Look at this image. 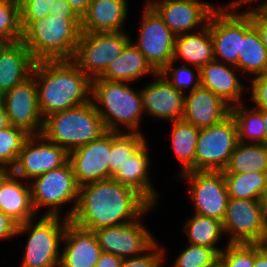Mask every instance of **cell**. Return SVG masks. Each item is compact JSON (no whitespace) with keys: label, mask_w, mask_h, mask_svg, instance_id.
<instances>
[{"label":"cell","mask_w":267,"mask_h":267,"mask_svg":"<svg viewBox=\"0 0 267 267\" xmlns=\"http://www.w3.org/2000/svg\"><path fill=\"white\" fill-rule=\"evenodd\" d=\"M152 208L133 188L111 178L79 186L77 206L70 221L96 231L131 223Z\"/></svg>","instance_id":"1"},{"label":"cell","mask_w":267,"mask_h":267,"mask_svg":"<svg viewBox=\"0 0 267 267\" xmlns=\"http://www.w3.org/2000/svg\"><path fill=\"white\" fill-rule=\"evenodd\" d=\"M32 74L43 119L91 101L92 80L72 60L38 61Z\"/></svg>","instance_id":"2"},{"label":"cell","mask_w":267,"mask_h":267,"mask_svg":"<svg viewBox=\"0 0 267 267\" xmlns=\"http://www.w3.org/2000/svg\"><path fill=\"white\" fill-rule=\"evenodd\" d=\"M81 34L80 17L50 14L33 21L22 32L21 41L36 62L73 60Z\"/></svg>","instance_id":"3"},{"label":"cell","mask_w":267,"mask_h":267,"mask_svg":"<svg viewBox=\"0 0 267 267\" xmlns=\"http://www.w3.org/2000/svg\"><path fill=\"white\" fill-rule=\"evenodd\" d=\"M129 84L101 78L92 80L91 100L106 131L124 132L119 126L122 125L126 133H142L139 129L144 114L141 91Z\"/></svg>","instance_id":"4"},{"label":"cell","mask_w":267,"mask_h":267,"mask_svg":"<svg viewBox=\"0 0 267 267\" xmlns=\"http://www.w3.org/2000/svg\"><path fill=\"white\" fill-rule=\"evenodd\" d=\"M106 129L91 100L43 119L41 135L68 153L98 139Z\"/></svg>","instance_id":"5"},{"label":"cell","mask_w":267,"mask_h":267,"mask_svg":"<svg viewBox=\"0 0 267 267\" xmlns=\"http://www.w3.org/2000/svg\"><path fill=\"white\" fill-rule=\"evenodd\" d=\"M69 221L65 217L41 215V218H33L18 225L16 236L30 234L20 267H59L60 242Z\"/></svg>","instance_id":"6"},{"label":"cell","mask_w":267,"mask_h":267,"mask_svg":"<svg viewBox=\"0 0 267 267\" xmlns=\"http://www.w3.org/2000/svg\"><path fill=\"white\" fill-rule=\"evenodd\" d=\"M32 203L35 212L41 207L49 209L43 215L61 216V207L73 203L66 211L65 218L71 219L77 206L79 185L76 183L71 163L46 172L30 183ZM60 208V209H59Z\"/></svg>","instance_id":"7"},{"label":"cell","mask_w":267,"mask_h":267,"mask_svg":"<svg viewBox=\"0 0 267 267\" xmlns=\"http://www.w3.org/2000/svg\"><path fill=\"white\" fill-rule=\"evenodd\" d=\"M131 40L126 31L82 33L72 61L91 80L100 78Z\"/></svg>","instance_id":"8"},{"label":"cell","mask_w":267,"mask_h":267,"mask_svg":"<svg viewBox=\"0 0 267 267\" xmlns=\"http://www.w3.org/2000/svg\"><path fill=\"white\" fill-rule=\"evenodd\" d=\"M237 143V127L231 115L219 124L200 129L195 171H223Z\"/></svg>","instance_id":"9"},{"label":"cell","mask_w":267,"mask_h":267,"mask_svg":"<svg viewBox=\"0 0 267 267\" xmlns=\"http://www.w3.org/2000/svg\"><path fill=\"white\" fill-rule=\"evenodd\" d=\"M190 184L189 195L195 214L223 221L229 194L222 171H188L179 175Z\"/></svg>","instance_id":"10"},{"label":"cell","mask_w":267,"mask_h":267,"mask_svg":"<svg viewBox=\"0 0 267 267\" xmlns=\"http://www.w3.org/2000/svg\"><path fill=\"white\" fill-rule=\"evenodd\" d=\"M208 26L215 60L236 67L244 38V11L220 6L211 14Z\"/></svg>","instance_id":"11"},{"label":"cell","mask_w":267,"mask_h":267,"mask_svg":"<svg viewBox=\"0 0 267 267\" xmlns=\"http://www.w3.org/2000/svg\"><path fill=\"white\" fill-rule=\"evenodd\" d=\"M222 223L228 243L257 244L267 231V218L257 200L229 198Z\"/></svg>","instance_id":"12"},{"label":"cell","mask_w":267,"mask_h":267,"mask_svg":"<svg viewBox=\"0 0 267 267\" xmlns=\"http://www.w3.org/2000/svg\"><path fill=\"white\" fill-rule=\"evenodd\" d=\"M137 42L133 44L159 73L173 59L176 35L146 3Z\"/></svg>","instance_id":"13"},{"label":"cell","mask_w":267,"mask_h":267,"mask_svg":"<svg viewBox=\"0 0 267 267\" xmlns=\"http://www.w3.org/2000/svg\"><path fill=\"white\" fill-rule=\"evenodd\" d=\"M69 153L40 135H30L24 142L15 166L10 170L23 180L34 178L65 165Z\"/></svg>","instance_id":"14"},{"label":"cell","mask_w":267,"mask_h":267,"mask_svg":"<svg viewBox=\"0 0 267 267\" xmlns=\"http://www.w3.org/2000/svg\"><path fill=\"white\" fill-rule=\"evenodd\" d=\"M147 4L158 14L176 35L203 29L211 14L218 8L200 0H147ZM202 27H201V26Z\"/></svg>","instance_id":"15"},{"label":"cell","mask_w":267,"mask_h":267,"mask_svg":"<svg viewBox=\"0 0 267 267\" xmlns=\"http://www.w3.org/2000/svg\"><path fill=\"white\" fill-rule=\"evenodd\" d=\"M9 123L30 135H40L43 117L38 107L37 86L32 74L2 96Z\"/></svg>","instance_id":"16"},{"label":"cell","mask_w":267,"mask_h":267,"mask_svg":"<svg viewBox=\"0 0 267 267\" xmlns=\"http://www.w3.org/2000/svg\"><path fill=\"white\" fill-rule=\"evenodd\" d=\"M112 149V131L69 152L76 183L83 186L109 179V160Z\"/></svg>","instance_id":"17"},{"label":"cell","mask_w":267,"mask_h":267,"mask_svg":"<svg viewBox=\"0 0 267 267\" xmlns=\"http://www.w3.org/2000/svg\"><path fill=\"white\" fill-rule=\"evenodd\" d=\"M139 219L141 218L131 223L94 231L102 251L122 259L139 256L147 251L156 239Z\"/></svg>","instance_id":"18"},{"label":"cell","mask_w":267,"mask_h":267,"mask_svg":"<svg viewBox=\"0 0 267 267\" xmlns=\"http://www.w3.org/2000/svg\"><path fill=\"white\" fill-rule=\"evenodd\" d=\"M140 91L143 111L147 115L170 122L183 118L185 94L175 89L160 73Z\"/></svg>","instance_id":"19"},{"label":"cell","mask_w":267,"mask_h":267,"mask_svg":"<svg viewBox=\"0 0 267 267\" xmlns=\"http://www.w3.org/2000/svg\"><path fill=\"white\" fill-rule=\"evenodd\" d=\"M59 267H95L102 254L94 231L67 223Z\"/></svg>","instance_id":"20"},{"label":"cell","mask_w":267,"mask_h":267,"mask_svg":"<svg viewBox=\"0 0 267 267\" xmlns=\"http://www.w3.org/2000/svg\"><path fill=\"white\" fill-rule=\"evenodd\" d=\"M187 93L182 119L196 128L202 129L219 124L230 116L231 106L209 89L199 86Z\"/></svg>","instance_id":"21"},{"label":"cell","mask_w":267,"mask_h":267,"mask_svg":"<svg viewBox=\"0 0 267 267\" xmlns=\"http://www.w3.org/2000/svg\"><path fill=\"white\" fill-rule=\"evenodd\" d=\"M20 180L11 171L0 174V210L18 225L39 217L33 207L30 181Z\"/></svg>","instance_id":"22"},{"label":"cell","mask_w":267,"mask_h":267,"mask_svg":"<svg viewBox=\"0 0 267 267\" xmlns=\"http://www.w3.org/2000/svg\"><path fill=\"white\" fill-rule=\"evenodd\" d=\"M148 144L145 141L117 170L112 179L121 184L133 188L139 193L151 206H156L158 200V191L152 185L150 178V158L148 153Z\"/></svg>","instance_id":"23"},{"label":"cell","mask_w":267,"mask_h":267,"mask_svg":"<svg viewBox=\"0 0 267 267\" xmlns=\"http://www.w3.org/2000/svg\"><path fill=\"white\" fill-rule=\"evenodd\" d=\"M127 8V0H92L81 18L82 33L125 31Z\"/></svg>","instance_id":"24"},{"label":"cell","mask_w":267,"mask_h":267,"mask_svg":"<svg viewBox=\"0 0 267 267\" xmlns=\"http://www.w3.org/2000/svg\"><path fill=\"white\" fill-rule=\"evenodd\" d=\"M235 66L213 60L200 68L201 86L219 96L231 107L242 102L246 87L236 75ZM234 103V104H233Z\"/></svg>","instance_id":"25"},{"label":"cell","mask_w":267,"mask_h":267,"mask_svg":"<svg viewBox=\"0 0 267 267\" xmlns=\"http://www.w3.org/2000/svg\"><path fill=\"white\" fill-rule=\"evenodd\" d=\"M36 61L22 41L0 48V96L32 75Z\"/></svg>","instance_id":"26"},{"label":"cell","mask_w":267,"mask_h":267,"mask_svg":"<svg viewBox=\"0 0 267 267\" xmlns=\"http://www.w3.org/2000/svg\"><path fill=\"white\" fill-rule=\"evenodd\" d=\"M157 73L131 40L122 54L110 63L100 78L108 81L129 83L137 81L146 74L155 76Z\"/></svg>","instance_id":"27"},{"label":"cell","mask_w":267,"mask_h":267,"mask_svg":"<svg viewBox=\"0 0 267 267\" xmlns=\"http://www.w3.org/2000/svg\"><path fill=\"white\" fill-rule=\"evenodd\" d=\"M179 58L199 68L215 60L213 40L208 24L199 32L176 36L172 60L177 62Z\"/></svg>","instance_id":"28"},{"label":"cell","mask_w":267,"mask_h":267,"mask_svg":"<svg viewBox=\"0 0 267 267\" xmlns=\"http://www.w3.org/2000/svg\"><path fill=\"white\" fill-rule=\"evenodd\" d=\"M236 68L238 73H251L253 77L267 71V50L252 26V8L244 10V38L241 40V55H238Z\"/></svg>","instance_id":"29"},{"label":"cell","mask_w":267,"mask_h":267,"mask_svg":"<svg viewBox=\"0 0 267 267\" xmlns=\"http://www.w3.org/2000/svg\"><path fill=\"white\" fill-rule=\"evenodd\" d=\"M171 125L170 137L173 151L183 166L178 175L195 171V155L200 129L183 119L172 121Z\"/></svg>","instance_id":"30"},{"label":"cell","mask_w":267,"mask_h":267,"mask_svg":"<svg viewBox=\"0 0 267 267\" xmlns=\"http://www.w3.org/2000/svg\"><path fill=\"white\" fill-rule=\"evenodd\" d=\"M267 172V144L238 142L223 174Z\"/></svg>","instance_id":"31"},{"label":"cell","mask_w":267,"mask_h":267,"mask_svg":"<svg viewBox=\"0 0 267 267\" xmlns=\"http://www.w3.org/2000/svg\"><path fill=\"white\" fill-rule=\"evenodd\" d=\"M184 224L183 230L186 232L189 244L212 248L218 254L224 249L217 247L220 239L225 235L221 221L194 213Z\"/></svg>","instance_id":"32"},{"label":"cell","mask_w":267,"mask_h":267,"mask_svg":"<svg viewBox=\"0 0 267 267\" xmlns=\"http://www.w3.org/2000/svg\"><path fill=\"white\" fill-rule=\"evenodd\" d=\"M245 107L244 103H240L233 105L230 111L237 127L238 142L266 144L262 109Z\"/></svg>","instance_id":"33"},{"label":"cell","mask_w":267,"mask_h":267,"mask_svg":"<svg viewBox=\"0 0 267 267\" xmlns=\"http://www.w3.org/2000/svg\"><path fill=\"white\" fill-rule=\"evenodd\" d=\"M229 198L260 201L267 188V172L223 174Z\"/></svg>","instance_id":"34"},{"label":"cell","mask_w":267,"mask_h":267,"mask_svg":"<svg viewBox=\"0 0 267 267\" xmlns=\"http://www.w3.org/2000/svg\"><path fill=\"white\" fill-rule=\"evenodd\" d=\"M146 141L143 133L112 131V149L109 160V179L120 166Z\"/></svg>","instance_id":"35"},{"label":"cell","mask_w":267,"mask_h":267,"mask_svg":"<svg viewBox=\"0 0 267 267\" xmlns=\"http://www.w3.org/2000/svg\"><path fill=\"white\" fill-rule=\"evenodd\" d=\"M29 136L24 129L12 125L0 130V168L3 171H10L15 166Z\"/></svg>","instance_id":"36"},{"label":"cell","mask_w":267,"mask_h":267,"mask_svg":"<svg viewBox=\"0 0 267 267\" xmlns=\"http://www.w3.org/2000/svg\"><path fill=\"white\" fill-rule=\"evenodd\" d=\"M0 40L4 43L22 40L19 0H0Z\"/></svg>","instance_id":"37"},{"label":"cell","mask_w":267,"mask_h":267,"mask_svg":"<svg viewBox=\"0 0 267 267\" xmlns=\"http://www.w3.org/2000/svg\"><path fill=\"white\" fill-rule=\"evenodd\" d=\"M175 63L172 60L159 72L167 82L184 94L187 93L186 91L189 87V92H192L201 86L199 67L193 66L196 70V74H194L191 67L186 66L185 63L178 67H175Z\"/></svg>","instance_id":"38"},{"label":"cell","mask_w":267,"mask_h":267,"mask_svg":"<svg viewBox=\"0 0 267 267\" xmlns=\"http://www.w3.org/2000/svg\"><path fill=\"white\" fill-rule=\"evenodd\" d=\"M218 255L212 248L188 244L172 262V267H211L218 262Z\"/></svg>","instance_id":"39"},{"label":"cell","mask_w":267,"mask_h":267,"mask_svg":"<svg viewBox=\"0 0 267 267\" xmlns=\"http://www.w3.org/2000/svg\"><path fill=\"white\" fill-rule=\"evenodd\" d=\"M218 255L220 267H254L255 244L226 243Z\"/></svg>","instance_id":"40"},{"label":"cell","mask_w":267,"mask_h":267,"mask_svg":"<svg viewBox=\"0 0 267 267\" xmlns=\"http://www.w3.org/2000/svg\"><path fill=\"white\" fill-rule=\"evenodd\" d=\"M20 25L22 32L33 22L50 15V9L56 0H19Z\"/></svg>","instance_id":"41"},{"label":"cell","mask_w":267,"mask_h":267,"mask_svg":"<svg viewBox=\"0 0 267 267\" xmlns=\"http://www.w3.org/2000/svg\"><path fill=\"white\" fill-rule=\"evenodd\" d=\"M159 244L156 241L143 254L123 259L120 267H162L166 253Z\"/></svg>","instance_id":"42"},{"label":"cell","mask_w":267,"mask_h":267,"mask_svg":"<svg viewBox=\"0 0 267 267\" xmlns=\"http://www.w3.org/2000/svg\"><path fill=\"white\" fill-rule=\"evenodd\" d=\"M249 90L250 99L256 109H267V71L252 77Z\"/></svg>","instance_id":"43"},{"label":"cell","mask_w":267,"mask_h":267,"mask_svg":"<svg viewBox=\"0 0 267 267\" xmlns=\"http://www.w3.org/2000/svg\"><path fill=\"white\" fill-rule=\"evenodd\" d=\"M252 26L257 30L267 50V10L263 7L252 8Z\"/></svg>","instance_id":"44"},{"label":"cell","mask_w":267,"mask_h":267,"mask_svg":"<svg viewBox=\"0 0 267 267\" xmlns=\"http://www.w3.org/2000/svg\"><path fill=\"white\" fill-rule=\"evenodd\" d=\"M18 224L0 210V241L16 236Z\"/></svg>","instance_id":"45"},{"label":"cell","mask_w":267,"mask_h":267,"mask_svg":"<svg viewBox=\"0 0 267 267\" xmlns=\"http://www.w3.org/2000/svg\"><path fill=\"white\" fill-rule=\"evenodd\" d=\"M50 14L64 15V17H79L66 0H56L50 9Z\"/></svg>","instance_id":"46"},{"label":"cell","mask_w":267,"mask_h":267,"mask_svg":"<svg viewBox=\"0 0 267 267\" xmlns=\"http://www.w3.org/2000/svg\"><path fill=\"white\" fill-rule=\"evenodd\" d=\"M122 258L112 253L102 252L95 267H120L122 264Z\"/></svg>","instance_id":"47"},{"label":"cell","mask_w":267,"mask_h":267,"mask_svg":"<svg viewBox=\"0 0 267 267\" xmlns=\"http://www.w3.org/2000/svg\"><path fill=\"white\" fill-rule=\"evenodd\" d=\"M75 13L82 18L92 0H66Z\"/></svg>","instance_id":"48"},{"label":"cell","mask_w":267,"mask_h":267,"mask_svg":"<svg viewBox=\"0 0 267 267\" xmlns=\"http://www.w3.org/2000/svg\"><path fill=\"white\" fill-rule=\"evenodd\" d=\"M254 267H267V254L255 244V262Z\"/></svg>","instance_id":"49"},{"label":"cell","mask_w":267,"mask_h":267,"mask_svg":"<svg viewBox=\"0 0 267 267\" xmlns=\"http://www.w3.org/2000/svg\"><path fill=\"white\" fill-rule=\"evenodd\" d=\"M259 1V0H234V1H230V3L227 5L228 7H231L233 9H239L241 6H243L244 4H250L253 2ZM267 4V0H263L261 2H259V4L257 3V7H264ZM240 6V7H239Z\"/></svg>","instance_id":"50"},{"label":"cell","mask_w":267,"mask_h":267,"mask_svg":"<svg viewBox=\"0 0 267 267\" xmlns=\"http://www.w3.org/2000/svg\"><path fill=\"white\" fill-rule=\"evenodd\" d=\"M10 126L8 115L5 110L4 102L0 96V130Z\"/></svg>","instance_id":"51"},{"label":"cell","mask_w":267,"mask_h":267,"mask_svg":"<svg viewBox=\"0 0 267 267\" xmlns=\"http://www.w3.org/2000/svg\"><path fill=\"white\" fill-rule=\"evenodd\" d=\"M257 244L260 246V249L267 254V231L262 235Z\"/></svg>","instance_id":"52"},{"label":"cell","mask_w":267,"mask_h":267,"mask_svg":"<svg viewBox=\"0 0 267 267\" xmlns=\"http://www.w3.org/2000/svg\"><path fill=\"white\" fill-rule=\"evenodd\" d=\"M261 206L264 209L265 216L267 218V188L264 190V193L261 196L260 199Z\"/></svg>","instance_id":"53"},{"label":"cell","mask_w":267,"mask_h":267,"mask_svg":"<svg viewBox=\"0 0 267 267\" xmlns=\"http://www.w3.org/2000/svg\"><path fill=\"white\" fill-rule=\"evenodd\" d=\"M263 127L265 129L266 144H267V109H262Z\"/></svg>","instance_id":"54"},{"label":"cell","mask_w":267,"mask_h":267,"mask_svg":"<svg viewBox=\"0 0 267 267\" xmlns=\"http://www.w3.org/2000/svg\"><path fill=\"white\" fill-rule=\"evenodd\" d=\"M211 267H220V264L219 262H217L214 266H211Z\"/></svg>","instance_id":"55"},{"label":"cell","mask_w":267,"mask_h":267,"mask_svg":"<svg viewBox=\"0 0 267 267\" xmlns=\"http://www.w3.org/2000/svg\"><path fill=\"white\" fill-rule=\"evenodd\" d=\"M4 44V42L2 40H0V48L1 46Z\"/></svg>","instance_id":"56"}]
</instances>
